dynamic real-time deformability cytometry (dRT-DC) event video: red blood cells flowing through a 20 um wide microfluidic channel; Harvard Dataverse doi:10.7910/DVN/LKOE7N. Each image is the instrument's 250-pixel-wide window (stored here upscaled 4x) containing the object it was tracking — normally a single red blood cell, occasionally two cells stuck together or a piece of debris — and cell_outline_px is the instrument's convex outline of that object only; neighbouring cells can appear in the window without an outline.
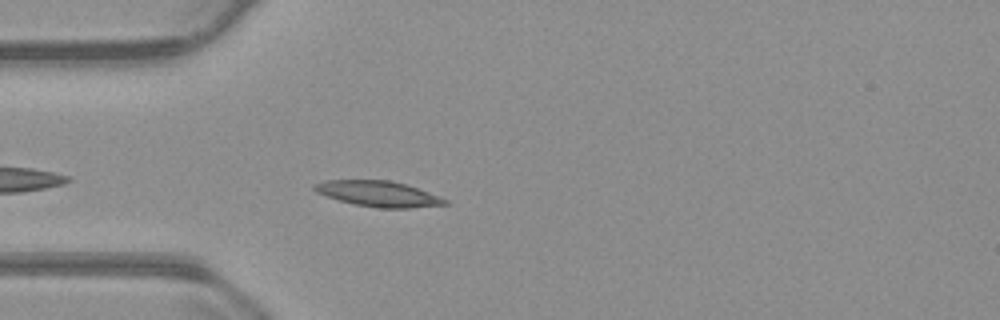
{"species": "common noctule bat (a hibernating species)", "species_latin": "Nyctalus noctula", "temperature_condition": "warm", "stored_images_in_passage": 44, "camera_frame_rate_fps": 3000, "um_per_image_px": 0.085, "animal": {"sex": "male", "body_mass_g": 23.1, "forearm_length_mm": 52.7}, "frame": {"image": 1, "passage_image": 4, "time_ms": 1.0, "image_size_px": [1000, 320], "cell_outline_px": [[448, 204], [408, 208], [376, 208], [356, 204], [340, 200], [316, 192], [312, 188], [312, 184], [324, 180], [388, 180], [404, 184], [440, 196], [448, 200]], "centroid_in_image_um": [32.14, 16.47], "position_along_channel_um": 52.9, "area_um2": 19.31}}
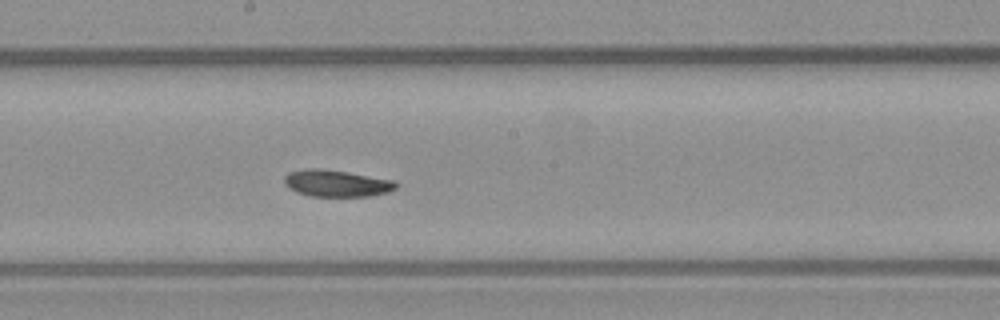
{"frame": {"image": 2, "passage_image": 18, "time_ms": 5.667, "image_size_px": [1000, 320], "cell_outline_px": [[400, 184], [396, 188], [388, 192], [368, 196], [308, 196], [296, 192], [288, 188], [284, 184], [284, 176], [288, 172], [304, 168], [320, 168], [348, 172], [396, 180]], "centroid_in_image_um": [28.6, 15.57], "position_along_channel_um": 219.6, "area_um2": 17.74}}
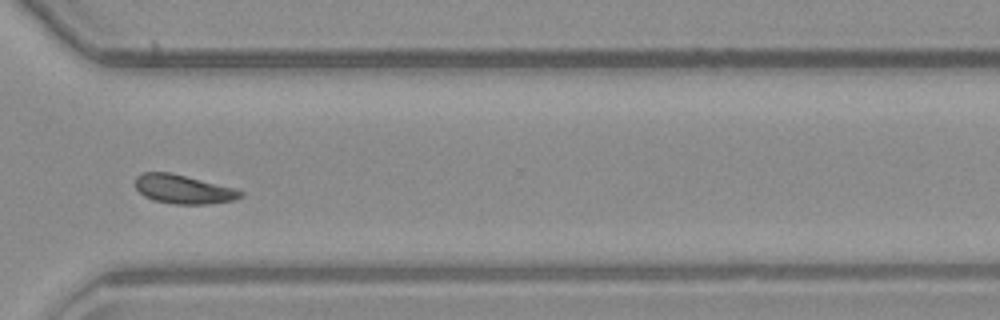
{"frame": {"image": 3, "passage_image": 29, "time_ms": 9.333, "image_size_px": [1000, 320], "cell_outline_px": [[244, 196], [236, 200], [208, 204], [172, 204], [156, 200], [144, 196], [136, 188], [136, 176], [144, 172], [172, 172], [236, 188], [244, 192]], "centroid_in_image_um": [15.64, 16.08], "position_along_channel_um": 355.0, "area_um2": 17.92}, "authors_computed_cell_mechanics": {"area_um2": 17.8602, "velocity_mm_per_s": 3.7, "shape_relaxation_time_tau1_ms": 3.5803, "shape_relaxation_time_tau2_ms": 4.8934, "deformation_change_tau1": 0.1122, "deformation_change_tau2": 0.0891}}